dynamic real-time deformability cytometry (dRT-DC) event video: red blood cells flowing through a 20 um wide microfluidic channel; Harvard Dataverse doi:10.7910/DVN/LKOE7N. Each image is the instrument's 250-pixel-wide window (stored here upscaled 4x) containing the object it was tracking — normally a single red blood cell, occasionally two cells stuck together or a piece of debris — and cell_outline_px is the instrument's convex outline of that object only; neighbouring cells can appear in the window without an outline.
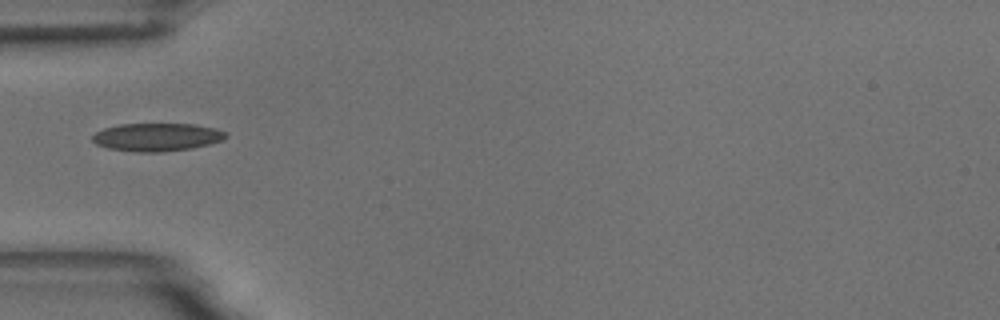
{"species": "common noctule bat (a hibernating species)", "species_latin": "Nyctalus noctula", "temperature_condition": "room temperature", "stored_images_in_passage": 38, "camera_frame_rate_fps": 3000, "um_per_image_px": 0.085, "animal": {"sex": "male", "body_mass_g": 18.8}, "frame": {"image": 1, "passage_image": 1, "time_ms": 0.0, "image_size_px": [1000, 320], "cell_outline_px": [[228, 136], [224, 140], [192, 148], [160, 152], [136, 152], [108, 148], [96, 144], [92, 140], [92, 136], [96, 132], [104, 128], [120, 124], [196, 124], [216, 128], [228, 132]], "centroid_in_image_um": [13.37, 11.65], "position_along_channel_um": 71.6, "area_um2": 21.91}}
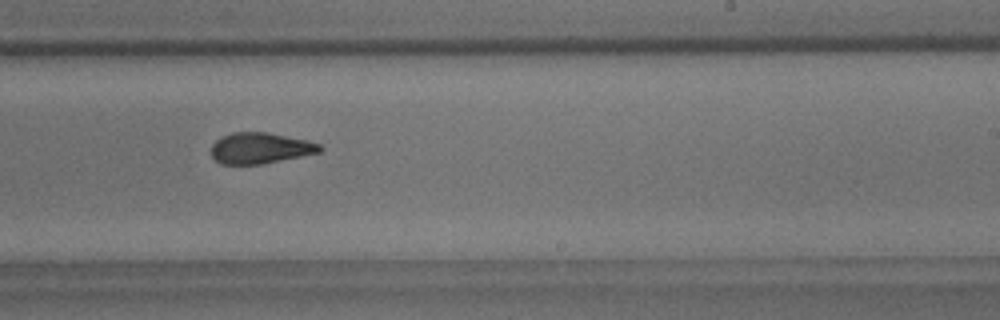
{"frame": {"image": 2, "passage_image": 17, "time_ms": 5.333, "image_size_px": [1000, 320], "cell_outline_px": [[324, 148], [320, 152], [260, 164], [220, 164], [212, 156], [212, 144], [220, 136], [232, 132], [268, 132], [308, 140], [320, 144]], "centroid_in_image_um": [22.11, 12.57], "position_along_channel_um": 266.9, "area_um2": 19.59}}
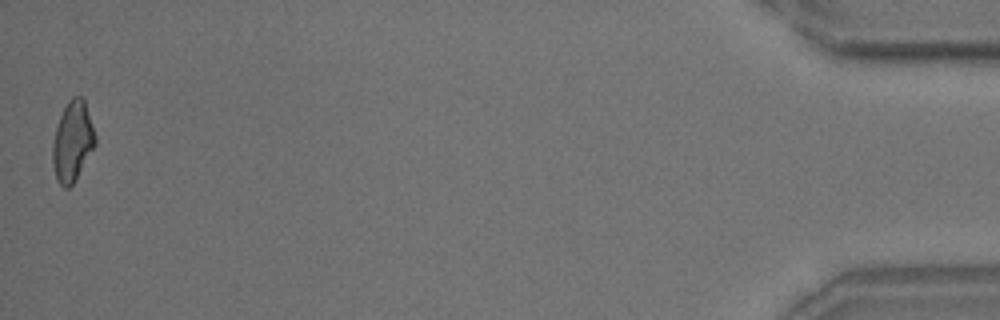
{"frame": {"image": 3, "passage_image": 38, "time_ms": 12.333, "image_size_px": [1000, 320], "cell_outline_px": [[96, 144], [76, 180], [68, 188], [64, 188], [60, 184], [56, 176], [52, 164], [52, 144], [56, 128], [60, 116], [68, 100], [72, 96], [84, 96], [96, 136]], "centroid_in_image_um": [6.18, 12.0], "position_along_channel_um": 429.0, "area_um2": 20.06}, "authors_computed_cell_mechanics": {"area_um2": 20.3456, "velocity_mm_per_s": 3.6447, "shape_relaxation_time_tau1_ms": 5.0579, "shape_relaxation_time_tau2_ms": 1.8713, "deformation_change_tau1": 0.1358, "deformation_change_tau2": 0.0737}}